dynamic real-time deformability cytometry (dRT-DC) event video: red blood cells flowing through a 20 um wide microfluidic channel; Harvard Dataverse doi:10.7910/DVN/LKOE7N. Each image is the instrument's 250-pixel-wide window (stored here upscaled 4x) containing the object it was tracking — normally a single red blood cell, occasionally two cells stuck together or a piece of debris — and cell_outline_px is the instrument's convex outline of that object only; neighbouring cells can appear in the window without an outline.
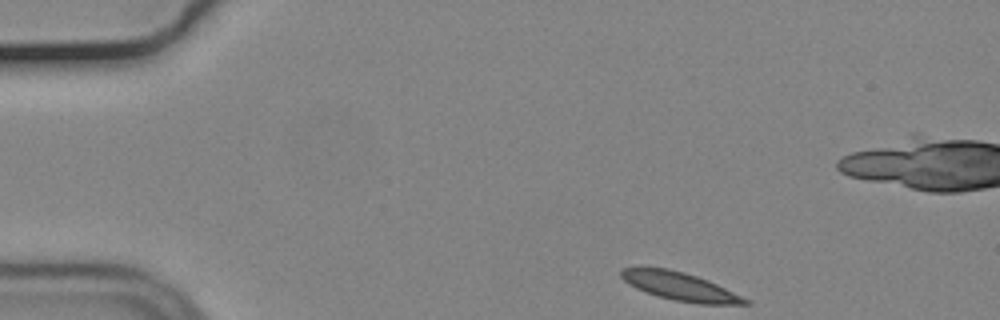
{"species": "common noctule bat (a hibernating species)", "species_latin": "Nyctalus noctula", "temperature_condition": "cold", "stored_images_in_passage": 49, "camera_frame_rate_fps": 3000, "um_per_image_px": 0.085, "animal": {"sex": "male", "body_mass_g": 19.2, "forearm_length_mm": 51.8}, "frame": {"image": 1, "passage_image": 1, "time_ms": 0.0, "image_size_px": [1000, 320], "cell_outline_px": [[752, 304], [696, 304], [656, 296], [636, 288], [628, 284], [620, 276], [620, 272], [624, 268], [640, 264], [644, 264], [668, 268], [684, 272], [708, 280], [752, 300]], "centroid_in_image_um": [57.75, 24.3], "position_along_channel_um": 27.2, "area_um2": 21.04}}
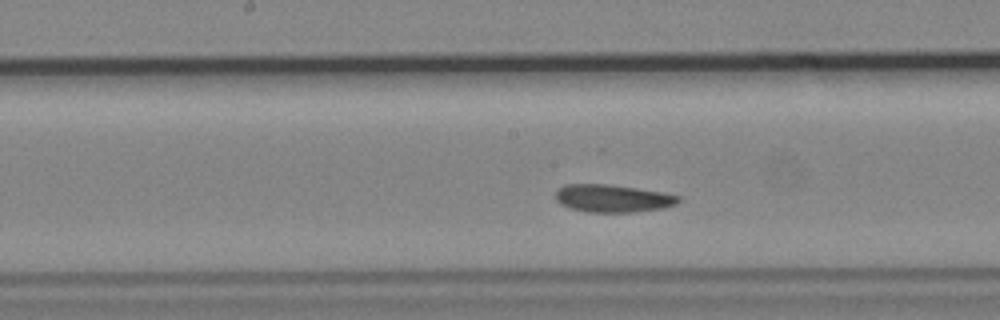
{"frame": {"image": 2, "passage_image": 21, "time_ms": 6.667, "image_size_px": [1000, 320], "cell_outline_px": [[680, 200], [676, 204], [664, 208], [632, 212], [588, 212], [568, 208], [560, 204], [556, 200], [556, 192], [564, 184], [608, 184], [636, 188], [660, 192], [680, 196]], "centroid_in_image_um": [52.05, 16.86], "position_along_channel_um": 196.1, "area_um2": 19.77}}
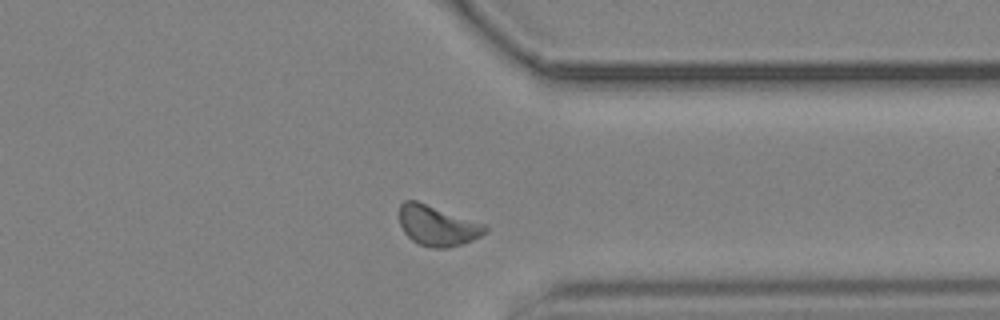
{"frame": {"image": 3, "passage_image": 36, "time_ms": 11.667, "image_size_px": [1000, 320], "cell_outline_px": [[488, 232], [472, 240], [460, 244], [444, 248], [432, 248], [420, 244], [412, 240], [404, 232], [400, 224], [400, 204], [404, 200], [416, 200], [484, 224], [488, 228]], "centroid_in_image_um": [37.17, 19.18], "position_along_channel_um": 374.2, "area_um2": 19.88}, "authors_computed_cell_mechanics": {"area_um2": 19.8832, "velocity_mm_per_s": 3.6161, "shape_relaxation_time_tau1_ms": null, "shape_relaxation_time_tau2_ms": 5.4089, "deformation_change_tau1": null, "deformation_change_tau2": 0.0672}}